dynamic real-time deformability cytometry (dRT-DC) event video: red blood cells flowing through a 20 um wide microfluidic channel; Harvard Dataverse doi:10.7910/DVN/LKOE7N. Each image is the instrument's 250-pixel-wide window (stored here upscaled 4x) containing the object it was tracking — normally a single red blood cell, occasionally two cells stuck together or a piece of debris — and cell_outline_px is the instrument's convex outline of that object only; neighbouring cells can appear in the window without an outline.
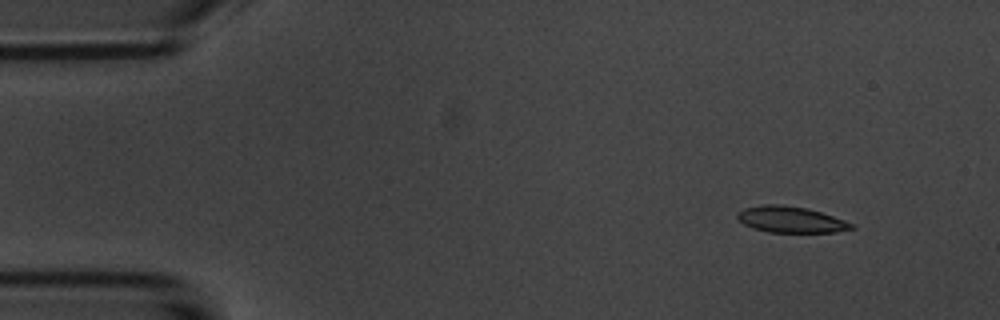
{"species": "common noctule bat (a hibernating species)", "species_latin": "Nyctalus noctula", "temperature_condition": "room temperature", "stored_images_in_passage": 50, "camera_frame_rate_fps": 3000, "um_per_image_px": 0.085, "animal": {"sex": "male", "body_mass_g": 20.1, "forearm_length_mm": 53.5}, "frame": {"image": 1, "passage_image": 1, "time_ms": 0.0, "image_size_px": [1000, 320], "cell_outline_px": [[856, 228], [836, 232], [768, 232], [752, 228], [744, 224], [736, 216], [736, 212], [744, 208], [760, 204], [780, 204], [808, 208], [844, 220], [852, 224]], "centroid_in_image_um": [67.17, 18.65], "position_along_channel_um": 17.8, "area_um2": 17.46}}
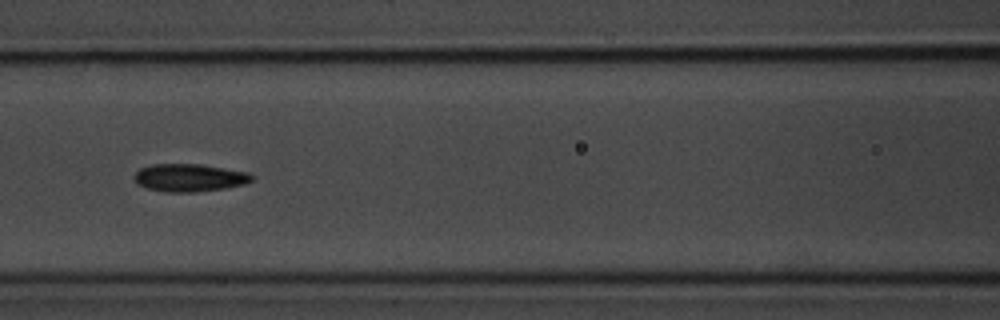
{"frame": {"image": 2, "passage_image": 19, "time_ms": 6.0, "image_size_px": [1000, 320], "cell_outline_px": [[256, 176], [252, 180], [244, 184], [224, 188], [196, 192], [164, 192], [148, 188], [136, 184], [132, 176], [140, 168], [152, 164], [200, 164], [248, 172]], "centroid_in_image_um": [16.08, 15.1], "position_along_channel_um": 150.5, "area_um2": 19.13}}
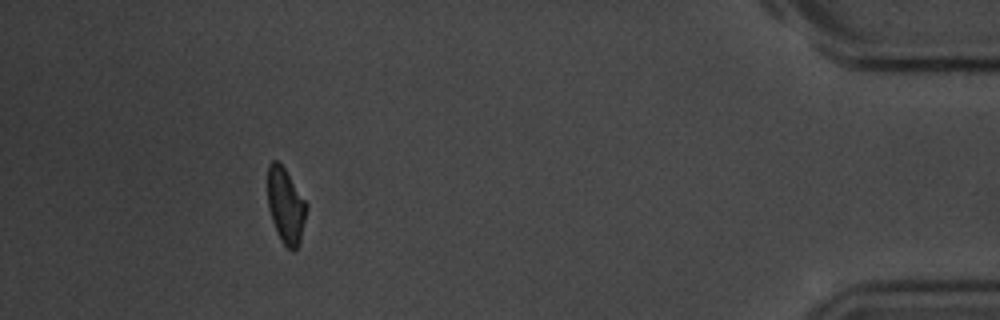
{"frame": {"image": 3, "passage_image": 45, "time_ms": 14.667, "image_size_px": [1000, 320], "cell_outline_px": [[308, 208], [300, 244], [292, 252], [280, 240], [276, 232], [268, 208], [268, 164], [272, 160], [276, 160], [284, 168], [308, 204]], "centroid_in_image_um": [24.3, 17.52], "position_along_channel_um": 410.9, "area_um2": 17.22}, "authors_computed_cell_mechanics": {"area_um2": 18.0914, "velocity_mm_per_s": 3.6926, "shape_relaxation_time_tau1_ms": 2.9228, "shape_relaxation_time_tau2_ms": 4.6863, "deformation_change_tau1": 0.1152, "deformation_change_tau2": 0.1256}}